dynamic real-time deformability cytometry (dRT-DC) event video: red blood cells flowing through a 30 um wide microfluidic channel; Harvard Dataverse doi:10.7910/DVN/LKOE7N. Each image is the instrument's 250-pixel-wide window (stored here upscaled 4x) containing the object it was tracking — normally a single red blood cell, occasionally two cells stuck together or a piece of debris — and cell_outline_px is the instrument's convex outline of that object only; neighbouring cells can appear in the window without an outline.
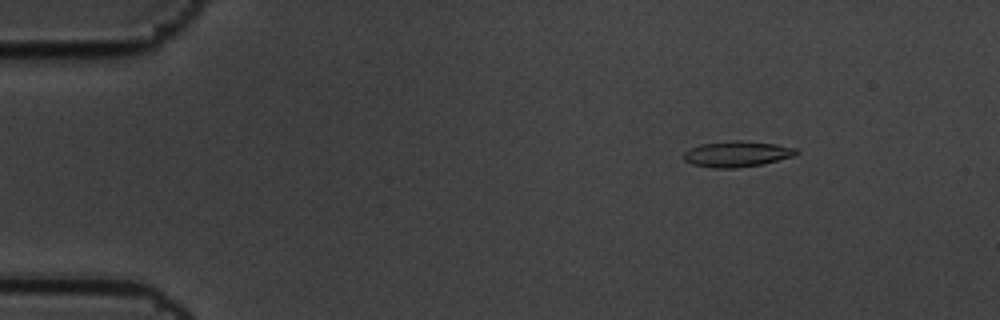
{"species": "common noctule bat (a hibernating species)", "species_latin": "Nyctalus noctula", "temperature_condition": "cold", "stored_images_in_passage": 10, "camera_frame_rate_fps": 3000, "um_per_image_px": 0.085, "animal": {"sex": "male", "body_mass_g": 19.5, "forearm_length_mm": 54.6}, "frame": {"image": 1, "passage_image": 2, "time_ms": 0.333, "image_size_px": [1000, 320], "cell_outline_px": [[800, 152], [796, 156], [760, 164], [736, 168], [712, 168], [692, 164], [684, 160], [684, 152], [688, 148], [700, 144], [728, 140], [744, 140], [776, 144], [796, 148]], "centroid_in_image_um": [62.64, 13.07], "position_along_channel_um": 22.4, "area_um2": 17.17}}
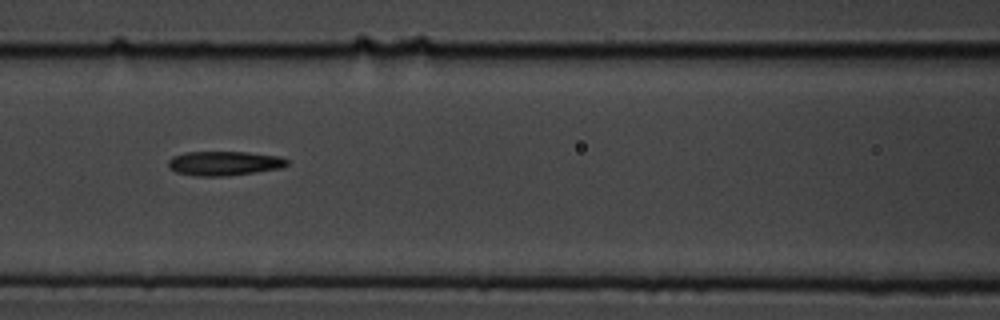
{"frame": {"image": 2, "passage_image": 7, "time_ms": 2.0, "image_size_px": [1000, 320], "cell_outline_px": [[288, 164], [280, 168], [256, 172], [228, 176], [196, 176], [176, 172], [168, 168], [168, 160], [172, 156], [184, 152], [248, 152], [280, 156], [288, 160]], "centroid_in_image_um": [19.03, 13.88], "position_along_channel_um": 147.6, "area_um2": 16.99}}
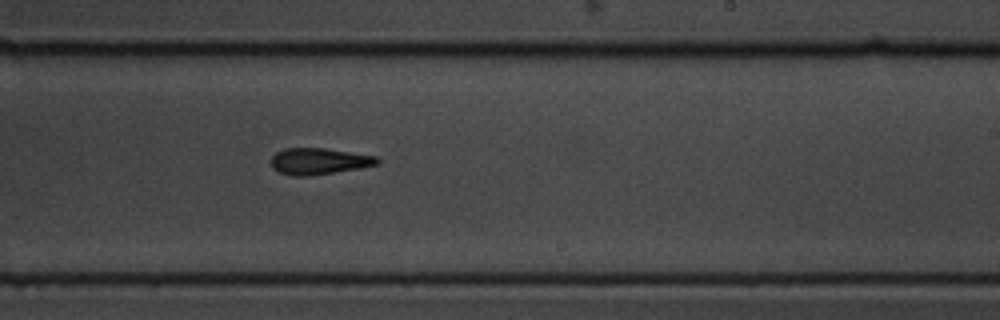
{"frame": {"image": 3, "passage_image": 10, "time_ms": 3.0, "image_size_px": [1000, 320], "cell_outline_px": [[380, 164], [360, 168], [308, 176], [292, 176], [280, 172], [272, 168], [272, 156], [276, 152], [284, 148], [324, 148], [376, 156], [380, 160]], "centroid_in_image_um": [27.11, 13.7], "position_along_channel_um": 261.9, "area_um2": 16.3}}